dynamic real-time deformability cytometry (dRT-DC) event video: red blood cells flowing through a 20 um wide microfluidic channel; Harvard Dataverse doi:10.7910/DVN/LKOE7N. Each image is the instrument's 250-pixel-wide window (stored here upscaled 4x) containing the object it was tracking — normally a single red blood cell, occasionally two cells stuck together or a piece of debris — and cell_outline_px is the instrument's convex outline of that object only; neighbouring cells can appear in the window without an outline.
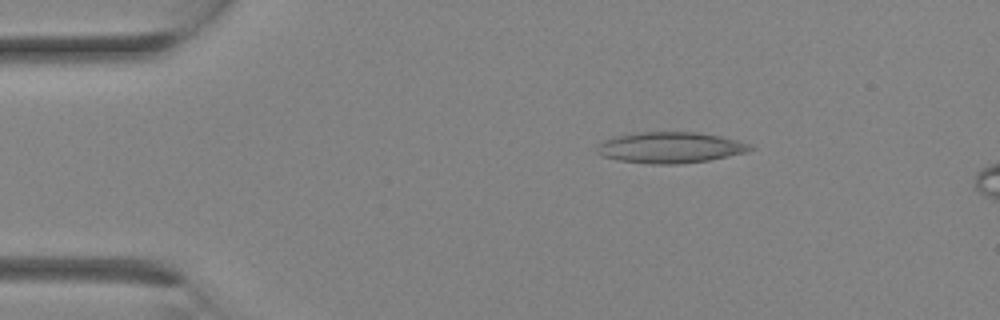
{"species": "Egyptian fruit bat (a non-hibernating species)", "species_latin": "Rousettus aegyptiacus", "temperature_condition": "room temperature", "stored_images_in_passage": 9, "camera_frame_rate_fps": 3000, "um_per_image_px": 0.085, "animal": {"sex": "female"}, "frame": {"image": 1, "passage_image": 2, "time_ms": 0.333, "image_size_px": [1000, 320], "cell_outline_px": [[756, 148], [744, 152], [708, 160], [680, 164], [652, 164], [620, 160], [604, 156], [596, 152], [596, 148], [604, 140], [612, 136], [636, 132], [696, 132], [720, 136], [736, 140], [748, 144]], "centroid_in_image_um": [56.93, 12.53], "position_along_channel_um": 28.1, "area_um2": 27.46}}
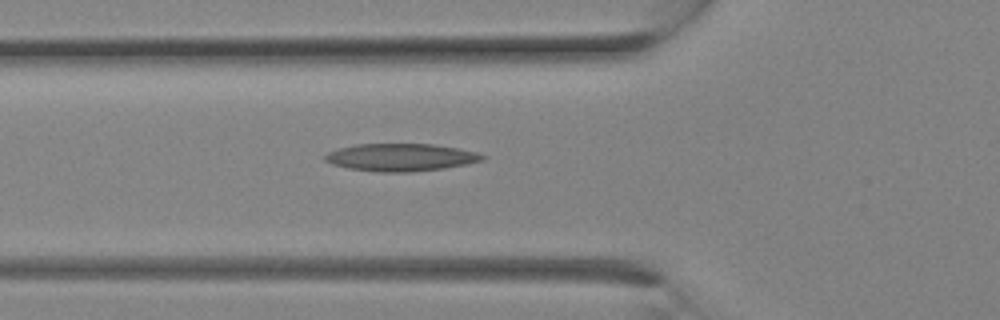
{"frame": {"image": 2, "passage_image": 7, "time_ms": 2.0, "image_size_px": [1000, 320], "cell_outline_px": [[488, 156], [484, 160], [468, 164], [444, 168], [412, 172], [380, 172], [348, 168], [332, 164], [324, 160], [324, 156], [328, 152], [340, 148], [356, 144], [432, 144], [456, 148], [476, 152]], "centroid_in_image_um": [34.09, 13.38], "position_along_channel_um": 91.7, "area_um2": 25.26}}
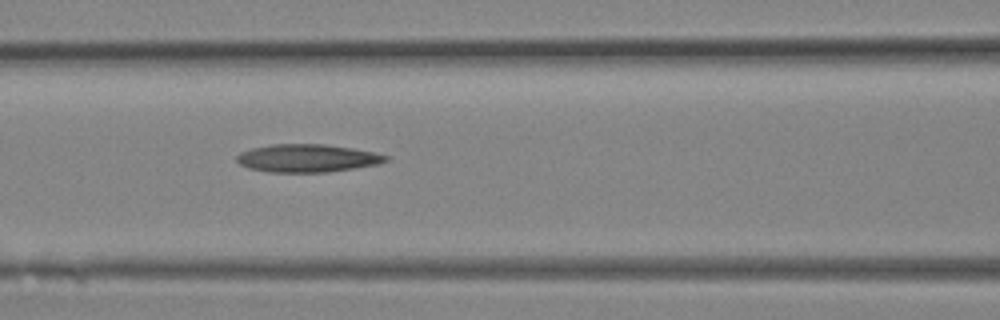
{"frame": {"image": 3, "passage_image": 9, "time_ms": 2.667, "image_size_px": [1000, 320], "cell_outline_px": [[388, 160], [380, 164], [328, 172], [272, 172], [248, 168], [240, 164], [236, 160], [236, 156], [240, 152], [252, 148], [272, 144], [324, 144], [352, 148], [372, 152], [388, 156]], "centroid_in_image_um": [26.11, 13.44], "position_along_channel_um": 140.5, "area_um2": 24.16}}